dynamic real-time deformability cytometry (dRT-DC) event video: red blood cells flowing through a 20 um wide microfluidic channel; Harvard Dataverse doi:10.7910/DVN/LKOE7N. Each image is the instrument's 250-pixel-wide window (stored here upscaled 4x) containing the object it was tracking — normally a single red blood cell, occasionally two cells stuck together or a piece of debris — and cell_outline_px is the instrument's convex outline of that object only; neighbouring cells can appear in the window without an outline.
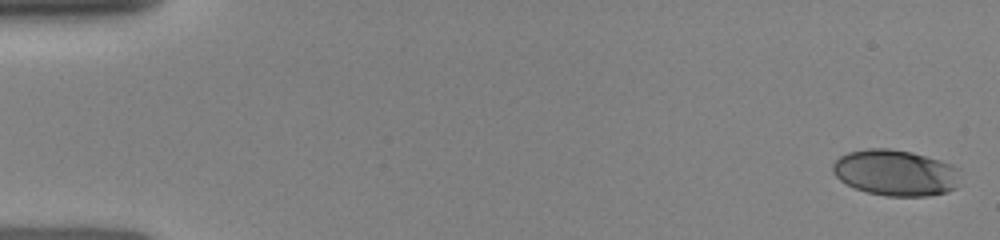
{"species": "human", "species_latin": "Homo sapiens", "temperature_condition": "room temperature", "stored_images_in_passage": 7, "camera_frame_rate_fps": 3000, "um_per_image_px": 0.085, "donor": {"sex": "female"}, "frame": {"image": 1, "passage_image": 1, "time_ms": 0.0, "image_size_px": [1000, 240], "cell_outline_px": [[960, 168], [956, 188], [948, 192], [928, 196], [888, 196], [868, 192], [856, 188], [840, 180], [832, 172], [832, 164], [840, 156], [848, 152], [868, 148], [888, 148], [912, 152], [940, 160], [952, 164]], "centroid_in_image_um": [76.14, 14.68], "position_along_channel_um": 8.9, "area_um2": 34.33}}
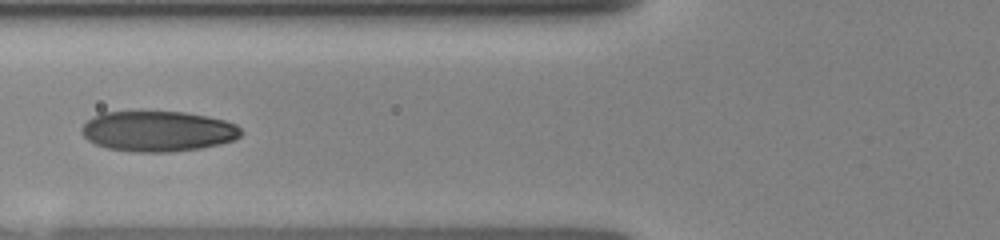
{"frame": {"image": 2, "passage_image": 6, "time_ms": 6.0, "image_size_px": [1000, 240], "cell_outline_px": [[244, 132], [236, 140], [220, 144], [200, 148], [168, 152], [136, 152], [108, 148], [96, 144], [88, 140], [80, 132], [80, 128], [92, 116], [100, 112], [184, 112], [208, 116], [224, 120], [236, 124]], "centroid_in_image_um": [13.43, 11.15], "position_along_channel_um": 112.4, "area_um2": 37.74}}
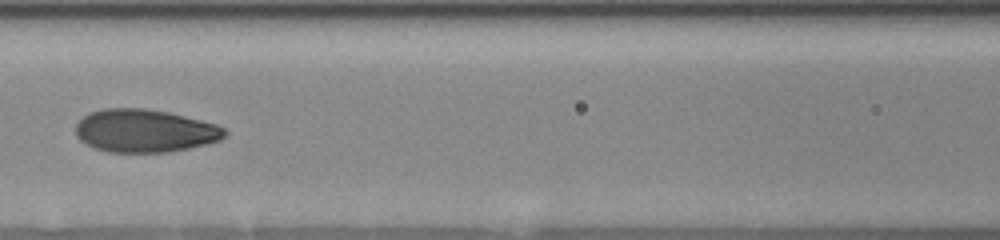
{"frame": {"image": 3, "passage_image": 7, "time_ms": 7.0, "image_size_px": [1000, 240], "cell_outline_px": [[228, 132], [220, 140], [188, 148], [168, 152], [108, 152], [92, 148], [80, 140], [76, 136], [76, 124], [84, 116], [92, 112], [104, 108], [144, 108], [168, 112], [216, 124], [224, 128]], "centroid_in_image_um": [12.28, 11.12], "position_along_channel_um": 154.3, "area_um2": 37.22}}